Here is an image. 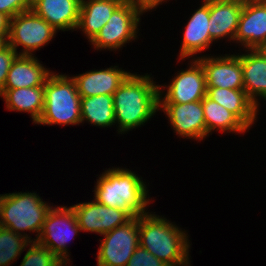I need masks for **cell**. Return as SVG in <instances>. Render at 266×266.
Listing matches in <instances>:
<instances>
[{
	"instance_id": "29",
	"label": "cell",
	"mask_w": 266,
	"mask_h": 266,
	"mask_svg": "<svg viewBox=\"0 0 266 266\" xmlns=\"http://www.w3.org/2000/svg\"><path fill=\"white\" fill-rule=\"evenodd\" d=\"M18 55V52H16L10 45L0 51V94L4 90L5 81L11 64Z\"/></svg>"
},
{
	"instance_id": "9",
	"label": "cell",
	"mask_w": 266,
	"mask_h": 266,
	"mask_svg": "<svg viewBox=\"0 0 266 266\" xmlns=\"http://www.w3.org/2000/svg\"><path fill=\"white\" fill-rule=\"evenodd\" d=\"M97 266H126L139 246V216L103 235Z\"/></svg>"
},
{
	"instance_id": "12",
	"label": "cell",
	"mask_w": 266,
	"mask_h": 266,
	"mask_svg": "<svg viewBox=\"0 0 266 266\" xmlns=\"http://www.w3.org/2000/svg\"><path fill=\"white\" fill-rule=\"evenodd\" d=\"M159 109L167 114L177 135L200 141L206 137L202 100L181 104L159 103Z\"/></svg>"
},
{
	"instance_id": "16",
	"label": "cell",
	"mask_w": 266,
	"mask_h": 266,
	"mask_svg": "<svg viewBox=\"0 0 266 266\" xmlns=\"http://www.w3.org/2000/svg\"><path fill=\"white\" fill-rule=\"evenodd\" d=\"M118 66L107 69L94 70L73 76L80 97H92L97 95H111L131 74Z\"/></svg>"
},
{
	"instance_id": "13",
	"label": "cell",
	"mask_w": 266,
	"mask_h": 266,
	"mask_svg": "<svg viewBox=\"0 0 266 266\" xmlns=\"http://www.w3.org/2000/svg\"><path fill=\"white\" fill-rule=\"evenodd\" d=\"M204 68L207 87L244 89L241 55L196 58Z\"/></svg>"
},
{
	"instance_id": "14",
	"label": "cell",
	"mask_w": 266,
	"mask_h": 266,
	"mask_svg": "<svg viewBox=\"0 0 266 266\" xmlns=\"http://www.w3.org/2000/svg\"><path fill=\"white\" fill-rule=\"evenodd\" d=\"M234 41L246 49H257L266 41V3L244 0Z\"/></svg>"
},
{
	"instance_id": "1",
	"label": "cell",
	"mask_w": 266,
	"mask_h": 266,
	"mask_svg": "<svg viewBox=\"0 0 266 266\" xmlns=\"http://www.w3.org/2000/svg\"><path fill=\"white\" fill-rule=\"evenodd\" d=\"M118 132L125 133L147 122L159 110V85L150 75L130 74L113 94Z\"/></svg>"
},
{
	"instance_id": "6",
	"label": "cell",
	"mask_w": 266,
	"mask_h": 266,
	"mask_svg": "<svg viewBox=\"0 0 266 266\" xmlns=\"http://www.w3.org/2000/svg\"><path fill=\"white\" fill-rule=\"evenodd\" d=\"M52 208L46 215L42 231L36 242L50 249L54 255L67 264L68 260H70L67 251L68 240L69 238H74L73 236L81 230L71 206Z\"/></svg>"
},
{
	"instance_id": "7",
	"label": "cell",
	"mask_w": 266,
	"mask_h": 266,
	"mask_svg": "<svg viewBox=\"0 0 266 266\" xmlns=\"http://www.w3.org/2000/svg\"><path fill=\"white\" fill-rule=\"evenodd\" d=\"M56 32L55 28L30 9L11 18L8 45L16 52L20 45L23 49L19 55L31 56L34 50L51 41Z\"/></svg>"
},
{
	"instance_id": "33",
	"label": "cell",
	"mask_w": 266,
	"mask_h": 266,
	"mask_svg": "<svg viewBox=\"0 0 266 266\" xmlns=\"http://www.w3.org/2000/svg\"><path fill=\"white\" fill-rule=\"evenodd\" d=\"M8 37L9 36H0V51L8 46Z\"/></svg>"
},
{
	"instance_id": "3",
	"label": "cell",
	"mask_w": 266,
	"mask_h": 266,
	"mask_svg": "<svg viewBox=\"0 0 266 266\" xmlns=\"http://www.w3.org/2000/svg\"><path fill=\"white\" fill-rule=\"evenodd\" d=\"M142 177L124 168L105 170L95 185V200L108 207L127 212L132 218L147 214L148 190ZM148 198V199H147Z\"/></svg>"
},
{
	"instance_id": "2",
	"label": "cell",
	"mask_w": 266,
	"mask_h": 266,
	"mask_svg": "<svg viewBox=\"0 0 266 266\" xmlns=\"http://www.w3.org/2000/svg\"><path fill=\"white\" fill-rule=\"evenodd\" d=\"M187 235L162 216L139 215V245L168 266H190Z\"/></svg>"
},
{
	"instance_id": "24",
	"label": "cell",
	"mask_w": 266,
	"mask_h": 266,
	"mask_svg": "<svg viewBox=\"0 0 266 266\" xmlns=\"http://www.w3.org/2000/svg\"><path fill=\"white\" fill-rule=\"evenodd\" d=\"M202 107L206 124V136L212 131L244 133L248 127L232 112L221 104L211 100L207 95L202 99Z\"/></svg>"
},
{
	"instance_id": "15",
	"label": "cell",
	"mask_w": 266,
	"mask_h": 266,
	"mask_svg": "<svg viewBox=\"0 0 266 266\" xmlns=\"http://www.w3.org/2000/svg\"><path fill=\"white\" fill-rule=\"evenodd\" d=\"M244 0H213L209 1L210 38H230L234 41Z\"/></svg>"
},
{
	"instance_id": "20",
	"label": "cell",
	"mask_w": 266,
	"mask_h": 266,
	"mask_svg": "<svg viewBox=\"0 0 266 266\" xmlns=\"http://www.w3.org/2000/svg\"><path fill=\"white\" fill-rule=\"evenodd\" d=\"M207 96L235 114L249 129L257 119L258 106L244 89L207 87Z\"/></svg>"
},
{
	"instance_id": "21",
	"label": "cell",
	"mask_w": 266,
	"mask_h": 266,
	"mask_svg": "<svg viewBox=\"0 0 266 266\" xmlns=\"http://www.w3.org/2000/svg\"><path fill=\"white\" fill-rule=\"evenodd\" d=\"M122 2L123 0H81L77 29L81 28L91 42Z\"/></svg>"
},
{
	"instance_id": "25",
	"label": "cell",
	"mask_w": 266,
	"mask_h": 266,
	"mask_svg": "<svg viewBox=\"0 0 266 266\" xmlns=\"http://www.w3.org/2000/svg\"><path fill=\"white\" fill-rule=\"evenodd\" d=\"M81 123L84 120L100 127H112L115 122L113 96L81 97Z\"/></svg>"
},
{
	"instance_id": "27",
	"label": "cell",
	"mask_w": 266,
	"mask_h": 266,
	"mask_svg": "<svg viewBox=\"0 0 266 266\" xmlns=\"http://www.w3.org/2000/svg\"><path fill=\"white\" fill-rule=\"evenodd\" d=\"M67 266L59 257L54 255L50 249L31 242L28 251L23 257L20 266Z\"/></svg>"
},
{
	"instance_id": "32",
	"label": "cell",
	"mask_w": 266,
	"mask_h": 266,
	"mask_svg": "<svg viewBox=\"0 0 266 266\" xmlns=\"http://www.w3.org/2000/svg\"><path fill=\"white\" fill-rule=\"evenodd\" d=\"M10 20L8 15L0 13V36H9Z\"/></svg>"
},
{
	"instance_id": "26",
	"label": "cell",
	"mask_w": 266,
	"mask_h": 266,
	"mask_svg": "<svg viewBox=\"0 0 266 266\" xmlns=\"http://www.w3.org/2000/svg\"><path fill=\"white\" fill-rule=\"evenodd\" d=\"M28 236L0 226V266H9L33 242Z\"/></svg>"
},
{
	"instance_id": "23",
	"label": "cell",
	"mask_w": 266,
	"mask_h": 266,
	"mask_svg": "<svg viewBox=\"0 0 266 266\" xmlns=\"http://www.w3.org/2000/svg\"><path fill=\"white\" fill-rule=\"evenodd\" d=\"M6 108L13 111L28 112L37 123L44 108V85L30 88L4 89L0 94Z\"/></svg>"
},
{
	"instance_id": "10",
	"label": "cell",
	"mask_w": 266,
	"mask_h": 266,
	"mask_svg": "<svg viewBox=\"0 0 266 266\" xmlns=\"http://www.w3.org/2000/svg\"><path fill=\"white\" fill-rule=\"evenodd\" d=\"M188 69L181 70L166 86V95H163L162 87L159 85V103H190L202 100L207 95L205 71L201 63L195 58Z\"/></svg>"
},
{
	"instance_id": "11",
	"label": "cell",
	"mask_w": 266,
	"mask_h": 266,
	"mask_svg": "<svg viewBox=\"0 0 266 266\" xmlns=\"http://www.w3.org/2000/svg\"><path fill=\"white\" fill-rule=\"evenodd\" d=\"M71 207L75 212L81 231L100 235H104L132 219L127 212L100 204L95 199L92 202L79 203Z\"/></svg>"
},
{
	"instance_id": "5",
	"label": "cell",
	"mask_w": 266,
	"mask_h": 266,
	"mask_svg": "<svg viewBox=\"0 0 266 266\" xmlns=\"http://www.w3.org/2000/svg\"><path fill=\"white\" fill-rule=\"evenodd\" d=\"M35 192L0 195V226L17 234L19 231L37 232L39 237L46 215L52 206L42 201ZM47 203V204H46Z\"/></svg>"
},
{
	"instance_id": "35",
	"label": "cell",
	"mask_w": 266,
	"mask_h": 266,
	"mask_svg": "<svg viewBox=\"0 0 266 266\" xmlns=\"http://www.w3.org/2000/svg\"><path fill=\"white\" fill-rule=\"evenodd\" d=\"M250 1L257 3H266V0H250Z\"/></svg>"
},
{
	"instance_id": "34",
	"label": "cell",
	"mask_w": 266,
	"mask_h": 266,
	"mask_svg": "<svg viewBox=\"0 0 266 266\" xmlns=\"http://www.w3.org/2000/svg\"><path fill=\"white\" fill-rule=\"evenodd\" d=\"M258 52H260V54L266 58V41L261 44L257 49H256Z\"/></svg>"
},
{
	"instance_id": "30",
	"label": "cell",
	"mask_w": 266,
	"mask_h": 266,
	"mask_svg": "<svg viewBox=\"0 0 266 266\" xmlns=\"http://www.w3.org/2000/svg\"><path fill=\"white\" fill-rule=\"evenodd\" d=\"M31 8V0H0V13L8 15L10 18Z\"/></svg>"
},
{
	"instance_id": "22",
	"label": "cell",
	"mask_w": 266,
	"mask_h": 266,
	"mask_svg": "<svg viewBox=\"0 0 266 266\" xmlns=\"http://www.w3.org/2000/svg\"><path fill=\"white\" fill-rule=\"evenodd\" d=\"M246 51L250 52L241 55L244 90L258 106L257 96L266 100V58L256 49Z\"/></svg>"
},
{
	"instance_id": "17",
	"label": "cell",
	"mask_w": 266,
	"mask_h": 266,
	"mask_svg": "<svg viewBox=\"0 0 266 266\" xmlns=\"http://www.w3.org/2000/svg\"><path fill=\"white\" fill-rule=\"evenodd\" d=\"M81 0H33L32 10L56 30H77Z\"/></svg>"
},
{
	"instance_id": "4",
	"label": "cell",
	"mask_w": 266,
	"mask_h": 266,
	"mask_svg": "<svg viewBox=\"0 0 266 266\" xmlns=\"http://www.w3.org/2000/svg\"><path fill=\"white\" fill-rule=\"evenodd\" d=\"M80 105L75 80L52 72L44 83V108L36 124L78 125L81 123Z\"/></svg>"
},
{
	"instance_id": "19",
	"label": "cell",
	"mask_w": 266,
	"mask_h": 266,
	"mask_svg": "<svg viewBox=\"0 0 266 266\" xmlns=\"http://www.w3.org/2000/svg\"><path fill=\"white\" fill-rule=\"evenodd\" d=\"M51 73L35 56L18 55L11 64L4 89L43 86Z\"/></svg>"
},
{
	"instance_id": "31",
	"label": "cell",
	"mask_w": 266,
	"mask_h": 266,
	"mask_svg": "<svg viewBox=\"0 0 266 266\" xmlns=\"http://www.w3.org/2000/svg\"><path fill=\"white\" fill-rule=\"evenodd\" d=\"M165 0H123L133 6L134 8L138 9L141 13L153 10L157 7V5L161 4ZM167 1V0H166Z\"/></svg>"
},
{
	"instance_id": "8",
	"label": "cell",
	"mask_w": 266,
	"mask_h": 266,
	"mask_svg": "<svg viewBox=\"0 0 266 266\" xmlns=\"http://www.w3.org/2000/svg\"><path fill=\"white\" fill-rule=\"evenodd\" d=\"M142 13L126 2H122L112 13L108 22L91 41L95 50L121 48L136 39Z\"/></svg>"
},
{
	"instance_id": "18",
	"label": "cell",
	"mask_w": 266,
	"mask_h": 266,
	"mask_svg": "<svg viewBox=\"0 0 266 266\" xmlns=\"http://www.w3.org/2000/svg\"><path fill=\"white\" fill-rule=\"evenodd\" d=\"M203 2L202 6L192 14L185 27L179 53L180 60L206 50L213 42L208 29L209 1Z\"/></svg>"
},
{
	"instance_id": "28",
	"label": "cell",
	"mask_w": 266,
	"mask_h": 266,
	"mask_svg": "<svg viewBox=\"0 0 266 266\" xmlns=\"http://www.w3.org/2000/svg\"><path fill=\"white\" fill-rule=\"evenodd\" d=\"M126 266H168L140 245L135 249Z\"/></svg>"
}]
</instances>
